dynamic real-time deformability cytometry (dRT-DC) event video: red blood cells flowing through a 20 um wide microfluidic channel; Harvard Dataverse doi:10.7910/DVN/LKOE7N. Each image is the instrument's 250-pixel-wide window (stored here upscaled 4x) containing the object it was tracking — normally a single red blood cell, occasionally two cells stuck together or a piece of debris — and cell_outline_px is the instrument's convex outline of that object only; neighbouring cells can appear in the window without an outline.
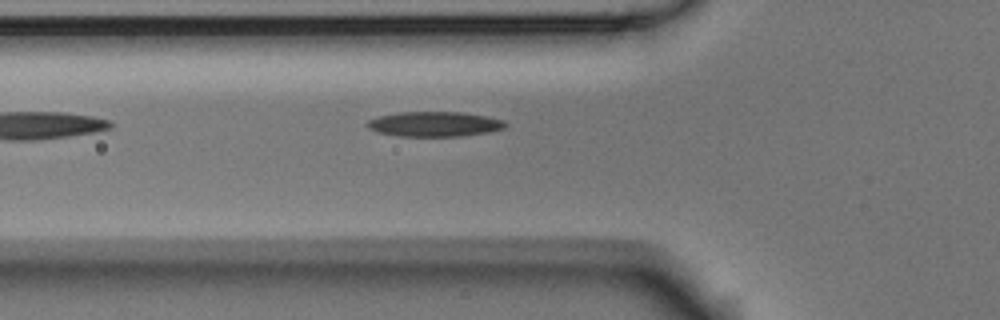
{"species": "Egyptian fruit bat (a non-hibernating species)", "species_latin": "Rousettus aegyptiacus", "temperature_condition": "room temperature", "stored_images_in_passage": 2, "camera_frame_rate_fps": 3000, "um_per_image_px": 0.085, "animal": {"sex": "male"}, "frame": {"image": 1, "passage_image": 2, "time_ms": 0.333, "image_size_px": [1000, 320], "cell_outline_px": [[508, 124], [504, 128], [488, 132], [460, 136], [400, 136], [376, 132], [368, 128], [364, 124], [368, 120], [380, 116], [400, 112], [460, 112], [484, 116], [504, 120]], "centroid_in_image_um": [36.9, 10.55], "position_along_channel_um": 88.9, "area_um2": 20.0}}